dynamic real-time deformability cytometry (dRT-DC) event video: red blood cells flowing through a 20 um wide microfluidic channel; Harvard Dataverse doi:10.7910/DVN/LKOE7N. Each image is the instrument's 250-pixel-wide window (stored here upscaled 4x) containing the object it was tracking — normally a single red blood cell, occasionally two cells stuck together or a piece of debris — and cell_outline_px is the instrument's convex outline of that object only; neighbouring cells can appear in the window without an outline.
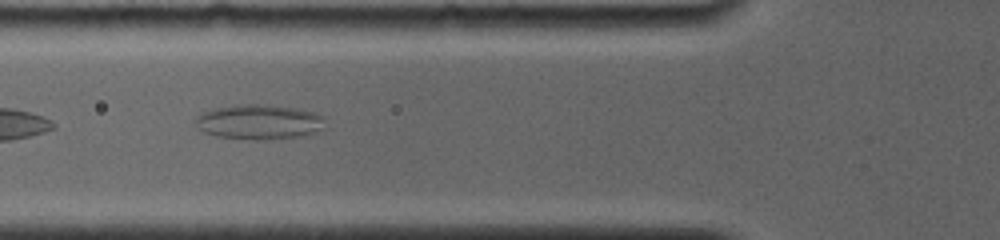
{"species": "common noctule bat (a hibernating species)", "species_latin": "Nyctalus noctula", "temperature_condition": "room temperature", "stored_images_in_passage": 8, "camera_frame_rate_fps": 4000, "um_per_image_px": 0.085, "animal": {"sex": "female", "body_mass_g": 19.0, "forearm_length_mm": 56.7}, "frame": {"image": 1, "passage_image": 5, "time_ms": 1.75, "image_size_px": [1000, 240], "cell_outline_px": [[324, 128], [304, 136], [264, 140], [252, 140], [216, 136], [204, 132], [196, 124], [196, 116], [200, 112], [216, 108], [248, 104], [260, 104], [296, 108], [312, 112], [324, 116]], "centroid_in_image_um": [22.03, 10.38], "position_along_channel_um": 103.8, "area_um2": 26.3}}